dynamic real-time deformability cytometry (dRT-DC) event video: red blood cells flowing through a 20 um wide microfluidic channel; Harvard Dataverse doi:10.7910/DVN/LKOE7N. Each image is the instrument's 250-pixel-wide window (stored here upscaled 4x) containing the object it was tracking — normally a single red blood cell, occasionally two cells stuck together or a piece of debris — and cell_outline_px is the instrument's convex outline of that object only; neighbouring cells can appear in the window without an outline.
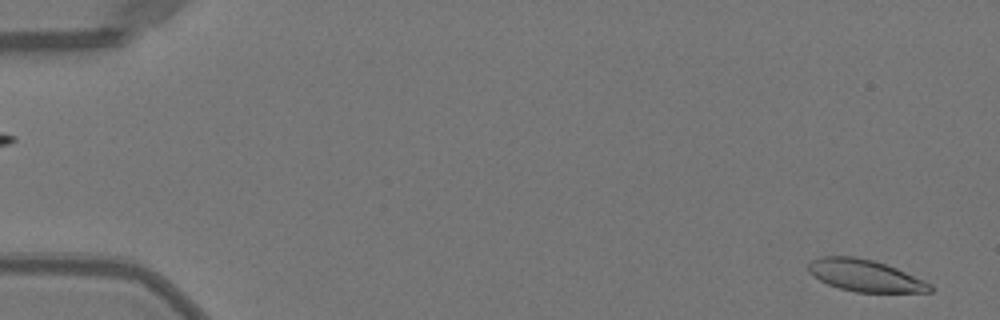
{"species": "Egyptian fruit bat (a non-hibernating species)", "species_latin": "Rousettus aegyptiacus", "temperature_condition": "warm", "stored_images_in_passage": 50, "camera_frame_rate_fps": 3000, "um_per_image_px": 0.085, "animal": {"sex": "female"}, "frame": {"image": 1, "passage_image": 1, "time_ms": 0.0, "image_size_px": [1000, 320], "cell_outline_px": [[932, 292], [856, 292], [840, 288], [828, 284], [812, 276], [808, 272], [808, 264], [812, 260], [820, 256], [856, 256], [872, 260], [896, 268], [924, 280], [932, 284]], "centroid_in_image_um": [73.51, 23.42], "position_along_channel_um": 11.5, "area_um2": 22.54}}
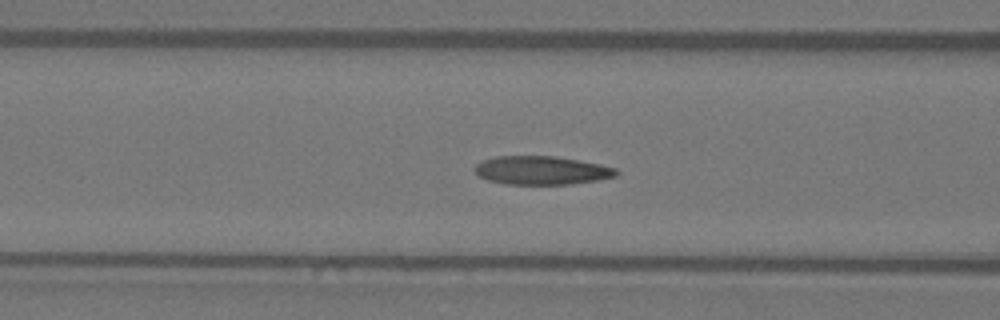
{"frame": {"image": 2, "passage_image": 20, "time_ms": 6.333, "image_size_px": [1000, 320], "cell_outline_px": [[620, 172], [616, 176], [596, 180], [572, 184], [504, 184], [488, 180], [480, 176], [472, 168], [476, 164], [484, 160], [496, 156], [556, 156], [580, 160], [600, 164], [616, 168]], "centroid_in_image_um": [46.04, 14.48], "position_along_channel_um": 120.6, "area_um2": 23.58}}
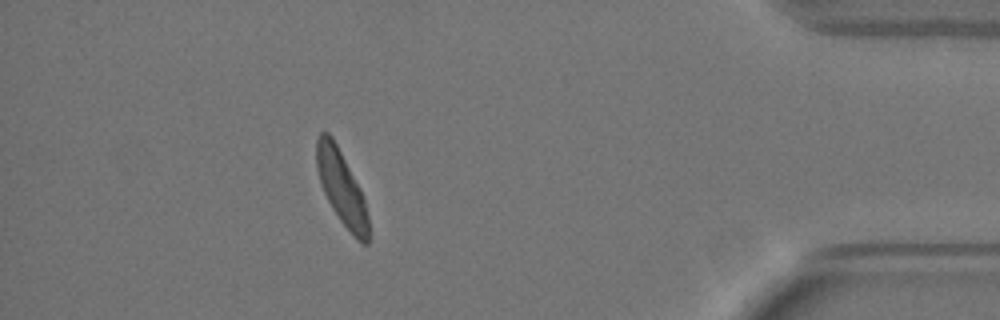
{"frame": {"image": 3, "passage_image": 45, "time_ms": 14.667, "image_size_px": [1000, 320], "cell_outline_px": [[368, 244], [360, 244], [356, 240], [340, 220], [332, 208], [320, 184], [316, 168], [316, 140], [320, 132], [328, 132], [332, 136], [360, 188], [364, 200], [368, 216]], "centroid_in_image_um": [29.01, 15.96], "position_along_channel_um": 406.2, "area_um2": 22.31}, "authors_computed_cell_mechanics": {"area_um2": 23.3801, "velocity_mm_per_s": 3.9718, "shape_relaxation_time_tau1_ms": 3.8361, "shape_relaxation_time_tau2_ms": 1.7452, "deformation_change_tau1": 0.1532, "deformation_change_tau2": 0.0851}}